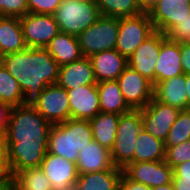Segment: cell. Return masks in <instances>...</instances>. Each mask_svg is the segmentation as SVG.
Listing matches in <instances>:
<instances>
[{
    "instance_id": "obj_3",
    "label": "cell",
    "mask_w": 190,
    "mask_h": 190,
    "mask_svg": "<svg viewBox=\"0 0 190 190\" xmlns=\"http://www.w3.org/2000/svg\"><path fill=\"white\" fill-rule=\"evenodd\" d=\"M53 15L60 32L75 37L101 16L96 0H62Z\"/></svg>"
},
{
    "instance_id": "obj_18",
    "label": "cell",
    "mask_w": 190,
    "mask_h": 190,
    "mask_svg": "<svg viewBox=\"0 0 190 190\" xmlns=\"http://www.w3.org/2000/svg\"><path fill=\"white\" fill-rule=\"evenodd\" d=\"M83 148L76 162L78 174L105 171L108 169H121L113 165L110 151L92 140Z\"/></svg>"
},
{
    "instance_id": "obj_33",
    "label": "cell",
    "mask_w": 190,
    "mask_h": 190,
    "mask_svg": "<svg viewBox=\"0 0 190 190\" xmlns=\"http://www.w3.org/2000/svg\"><path fill=\"white\" fill-rule=\"evenodd\" d=\"M165 149L164 160L172 169L178 164L190 161V139L177 146Z\"/></svg>"
},
{
    "instance_id": "obj_45",
    "label": "cell",
    "mask_w": 190,
    "mask_h": 190,
    "mask_svg": "<svg viewBox=\"0 0 190 190\" xmlns=\"http://www.w3.org/2000/svg\"><path fill=\"white\" fill-rule=\"evenodd\" d=\"M187 109H190V74L186 75Z\"/></svg>"
},
{
    "instance_id": "obj_13",
    "label": "cell",
    "mask_w": 190,
    "mask_h": 190,
    "mask_svg": "<svg viewBox=\"0 0 190 190\" xmlns=\"http://www.w3.org/2000/svg\"><path fill=\"white\" fill-rule=\"evenodd\" d=\"M40 168L50 181L52 190H72L76 186L78 171L76 163L66 158L47 153Z\"/></svg>"
},
{
    "instance_id": "obj_36",
    "label": "cell",
    "mask_w": 190,
    "mask_h": 190,
    "mask_svg": "<svg viewBox=\"0 0 190 190\" xmlns=\"http://www.w3.org/2000/svg\"><path fill=\"white\" fill-rule=\"evenodd\" d=\"M166 36L173 42H190V14L183 21L178 22Z\"/></svg>"
},
{
    "instance_id": "obj_9",
    "label": "cell",
    "mask_w": 190,
    "mask_h": 190,
    "mask_svg": "<svg viewBox=\"0 0 190 190\" xmlns=\"http://www.w3.org/2000/svg\"><path fill=\"white\" fill-rule=\"evenodd\" d=\"M20 23L25 43L30 48H45L60 32L52 14L27 13L20 17Z\"/></svg>"
},
{
    "instance_id": "obj_41",
    "label": "cell",
    "mask_w": 190,
    "mask_h": 190,
    "mask_svg": "<svg viewBox=\"0 0 190 190\" xmlns=\"http://www.w3.org/2000/svg\"><path fill=\"white\" fill-rule=\"evenodd\" d=\"M119 190H151V188L146 185L133 182L123 174L120 181Z\"/></svg>"
},
{
    "instance_id": "obj_38",
    "label": "cell",
    "mask_w": 190,
    "mask_h": 190,
    "mask_svg": "<svg viewBox=\"0 0 190 190\" xmlns=\"http://www.w3.org/2000/svg\"><path fill=\"white\" fill-rule=\"evenodd\" d=\"M180 62L183 73L185 75L190 74V42L180 43Z\"/></svg>"
},
{
    "instance_id": "obj_2",
    "label": "cell",
    "mask_w": 190,
    "mask_h": 190,
    "mask_svg": "<svg viewBox=\"0 0 190 190\" xmlns=\"http://www.w3.org/2000/svg\"><path fill=\"white\" fill-rule=\"evenodd\" d=\"M0 62L18 81L24 107L35 108L41 92L48 85L57 84L60 66L45 48L27 47L0 57Z\"/></svg>"
},
{
    "instance_id": "obj_16",
    "label": "cell",
    "mask_w": 190,
    "mask_h": 190,
    "mask_svg": "<svg viewBox=\"0 0 190 190\" xmlns=\"http://www.w3.org/2000/svg\"><path fill=\"white\" fill-rule=\"evenodd\" d=\"M96 82L117 80L128 66V59L116 49L101 51L89 57Z\"/></svg>"
},
{
    "instance_id": "obj_23",
    "label": "cell",
    "mask_w": 190,
    "mask_h": 190,
    "mask_svg": "<svg viewBox=\"0 0 190 190\" xmlns=\"http://www.w3.org/2000/svg\"><path fill=\"white\" fill-rule=\"evenodd\" d=\"M123 169H108L79 174L76 190H119Z\"/></svg>"
},
{
    "instance_id": "obj_20",
    "label": "cell",
    "mask_w": 190,
    "mask_h": 190,
    "mask_svg": "<svg viewBox=\"0 0 190 190\" xmlns=\"http://www.w3.org/2000/svg\"><path fill=\"white\" fill-rule=\"evenodd\" d=\"M185 84V74L156 83L153 89V98L180 110L187 109V90Z\"/></svg>"
},
{
    "instance_id": "obj_34",
    "label": "cell",
    "mask_w": 190,
    "mask_h": 190,
    "mask_svg": "<svg viewBox=\"0 0 190 190\" xmlns=\"http://www.w3.org/2000/svg\"><path fill=\"white\" fill-rule=\"evenodd\" d=\"M27 13V0H0V16L20 18Z\"/></svg>"
},
{
    "instance_id": "obj_7",
    "label": "cell",
    "mask_w": 190,
    "mask_h": 190,
    "mask_svg": "<svg viewBox=\"0 0 190 190\" xmlns=\"http://www.w3.org/2000/svg\"><path fill=\"white\" fill-rule=\"evenodd\" d=\"M142 128L155 138L165 142L168 132L177 119L180 109L152 98L142 109Z\"/></svg>"
},
{
    "instance_id": "obj_27",
    "label": "cell",
    "mask_w": 190,
    "mask_h": 190,
    "mask_svg": "<svg viewBox=\"0 0 190 190\" xmlns=\"http://www.w3.org/2000/svg\"><path fill=\"white\" fill-rule=\"evenodd\" d=\"M65 131H71L72 162L76 163L79 152L93 140L89 120L69 118L65 121Z\"/></svg>"
},
{
    "instance_id": "obj_43",
    "label": "cell",
    "mask_w": 190,
    "mask_h": 190,
    "mask_svg": "<svg viewBox=\"0 0 190 190\" xmlns=\"http://www.w3.org/2000/svg\"><path fill=\"white\" fill-rule=\"evenodd\" d=\"M175 190H190V181H172Z\"/></svg>"
},
{
    "instance_id": "obj_8",
    "label": "cell",
    "mask_w": 190,
    "mask_h": 190,
    "mask_svg": "<svg viewBox=\"0 0 190 190\" xmlns=\"http://www.w3.org/2000/svg\"><path fill=\"white\" fill-rule=\"evenodd\" d=\"M123 98L132 110L145 108L153 98V83L129 65L117 79Z\"/></svg>"
},
{
    "instance_id": "obj_46",
    "label": "cell",
    "mask_w": 190,
    "mask_h": 190,
    "mask_svg": "<svg viewBox=\"0 0 190 190\" xmlns=\"http://www.w3.org/2000/svg\"><path fill=\"white\" fill-rule=\"evenodd\" d=\"M151 190H175L172 183H168L159 187L151 188Z\"/></svg>"
},
{
    "instance_id": "obj_1",
    "label": "cell",
    "mask_w": 190,
    "mask_h": 190,
    "mask_svg": "<svg viewBox=\"0 0 190 190\" xmlns=\"http://www.w3.org/2000/svg\"><path fill=\"white\" fill-rule=\"evenodd\" d=\"M51 124L36 108L12 107L4 142L10 177L19 171L40 167L47 154Z\"/></svg>"
},
{
    "instance_id": "obj_29",
    "label": "cell",
    "mask_w": 190,
    "mask_h": 190,
    "mask_svg": "<svg viewBox=\"0 0 190 190\" xmlns=\"http://www.w3.org/2000/svg\"><path fill=\"white\" fill-rule=\"evenodd\" d=\"M17 190H52V185L40 167L17 172L11 177Z\"/></svg>"
},
{
    "instance_id": "obj_32",
    "label": "cell",
    "mask_w": 190,
    "mask_h": 190,
    "mask_svg": "<svg viewBox=\"0 0 190 190\" xmlns=\"http://www.w3.org/2000/svg\"><path fill=\"white\" fill-rule=\"evenodd\" d=\"M190 139V109L181 110L165 140V148L177 146Z\"/></svg>"
},
{
    "instance_id": "obj_37",
    "label": "cell",
    "mask_w": 190,
    "mask_h": 190,
    "mask_svg": "<svg viewBox=\"0 0 190 190\" xmlns=\"http://www.w3.org/2000/svg\"><path fill=\"white\" fill-rule=\"evenodd\" d=\"M10 177V170L7 164V152L4 136L0 135V184L6 183Z\"/></svg>"
},
{
    "instance_id": "obj_15",
    "label": "cell",
    "mask_w": 190,
    "mask_h": 190,
    "mask_svg": "<svg viewBox=\"0 0 190 190\" xmlns=\"http://www.w3.org/2000/svg\"><path fill=\"white\" fill-rule=\"evenodd\" d=\"M70 100V118L90 120L100 112L97 84L83 85L67 90Z\"/></svg>"
},
{
    "instance_id": "obj_21",
    "label": "cell",
    "mask_w": 190,
    "mask_h": 190,
    "mask_svg": "<svg viewBox=\"0 0 190 190\" xmlns=\"http://www.w3.org/2000/svg\"><path fill=\"white\" fill-rule=\"evenodd\" d=\"M26 48L20 18L0 16V57Z\"/></svg>"
},
{
    "instance_id": "obj_25",
    "label": "cell",
    "mask_w": 190,
    "mask_h": 190,
    "mask_svg": "<svg viewBox=\"0 0 190 190\" xmlns=\"http://www.w3.org/2000/svg\"><path fill=\"white\" fill-rule=\"evenodd\" d=\"M119 118L120 115L116 113L99 112L89 120L93 132V140L109 151H111L115 142Z\"/></svg>"
},
{
    "instance_id": "obj_42",
    "label": "cell",
    "mask_w": 190,
    "mask_h": 190,
    "mask_svg": "<svg viewBox=\"0 0 190 190\" xmlns=\"http://www.w3.org/2000/svg\"><path fill=\"white\" fill-rule=\"evenodd\" d=\"M140 10L143 13H149L151 9L156 6L160 0H137Z\"/></svg>"
},
{
    "instance_id": "obj_4",
    "label": "cell",
    "mask_w": 190,
    "mask_h": 190,
    "mask_svg": "<svg viewBox=\"0 0 190 190\" xmlns=\"http://www.w3.org/2000/svg\"><path fill=\"white\" fill-rule=\"evenodd\" d=\"M142 129L140 110H131L120 115L115 142L110 151L114 166L123 169L128 163H134V151L138 133Z\"/></svg>"
},
{
    "instance_id": "obj_5",
    "label": "cell",
    "mask_w": 190,
    "mask_h": 190,
    "mask_svg": "<svg viewBox=\"0 0 190 190\" xmlns=\"http://www.w3.org/2000/svg\"><path fill=\"white\" fill-rule=\"evenodd\" d=\"M118 37V18L100 16L95 23L77 36L84 57L115 49Z\"/></svg>"
},
{
    "instance_id": "obj_12",
    "label": "cell",
    "mask_w": 190,
    "mask_h": 190,
    "mask_svg": "<svg viewBox=\"0 0 190 190\" xmlns=\"http://www.w3.org/2000/svg\"><path fill=\"white\" fill-rule=\"evenodd\" d=\"M37 111L51 124L56 125L70 118V100L67 90L58 84L48 85L40 94Z\"/></svg>"
},
{
    "instance_id": "obj_30",
    "label": "cell",
    "mask_w": 190,
    "mask_h": 190,
    "mask_svg": "<svg viewBox=\"0 0 190 190\" xmlns=\"http://www.w3.org/2000/svg\"><path fill=\"white\" fill-rule=\"evenodd\" d=\"M100 15L107 17H131L143 13L137 0H96Z\"/></svg>"
},
{
    "instance_id": "obj_40",
    "label": "cell",
    "mask_w": 190,
    "mask_h": 190,
    "mask_svg": "<svg viewBox=\"0 0 190 190\" xmlns=\"http://www.w3.org/2000/svg\"><path fill=\"white\" fill-rule=\"evenodd\" d=\"M10 111H11V107L8 104L0 101V135L1 136H4L6 134Z\"/></svg>"
},
{
    "instance_id": "obj_10",
    "label": "cell",
    "mask_w": 190,
    "mask_h": 190,
    "mask_svg": "<svg viewBox=\"0 0 190 190\" xmlns=\"http://www.w3.org/2000/svg\"><path fill=\"white\" fill-rule=\"evenodd\" d=\"M123 174L133 182L149 188L172 183L173 180V169L165 160L128 163L123 168Z\"/></svg>"
},
{
    "instance_id": "obj_39",
    "label": "cell",
    "mask_w": 190,
    "mask_h": 190,
    "mask_svg": "<svg viewBox=\"0 0 190 190\" xmlns=\"http://www.w3.org/2000/svg\"><path fill=\"white\" fill-rule=\"evenodd\" d=\"M172 181H190V161L178 164L173 168Z\"/></svg>"
},
{
    "instance_id": "obj_35",
    "label": "cell",
    "mask_w": 190,
    "mask_h": 190,
    "mask_svg": "<svg viewBox=\"0 0 190 190\" xmlns=\"http://www.w3.org/2000/svg\"><path fill=\"white\" fill-rule=\"evenodd\" d=\"M62 0H27L28 13L54 14Z\"/></svg>"
},
{
    "instance_id": "obj_44",
    "label": "cell",
    "mask_w": 190,
    "mask_h": 190,
    "mask_svg": "<svg viewBox=\"0 0 190 190\" xmlns=\"http://www.w3.org/2000/svg\"><path fill=\"white\" fill-rule=\"evenodd\" d=\"M0 190H17L14 182L9 179L6 183L0 184Z\"/></svg>"
},
{
    "instance_id": "obj_11",
    "label": "cell",
    "mask_w": 190,
    "mask_h": 190,
    "mask_svg": "<svg viewBox=\"0 0 190 190\" xmlns=\"http://www.w3.org/2000/svg\"><path fill=\"white\" fill-rule=\"evenodd\" d=\"M167 36L159 31H154L147 37L128 58V65L139 72L155 85L154 68L160 53L161 43Z\"/></svg>"
},
{
    "instance_id": "obj_28",
    "label": "cell",
    "mask_w": 190,
    "mask_h": 190,
    "mask_svg": "<svg viewBox=\"0 0 190 190\" xmlns=\"http://www.w3.org/2000/svg\"><path fill=\"white\" fill-rule=\"evenodd\" d=\"M47 153L55 154L72 162L71 131H65V121L51 125L48 132Z\"/></svg>"
},
{
    "instance_id": "obj_24",
    "label": "cell",
    "mask_w": 190,
    "mask_h": 190,
    "mask_svg": "<svg viewBox=\"0 0 190 190\" xmlns=\"http://www.w3.org/2000/svg\"><path fill=\"white\" fill-rule=\"evenodd\" d=\"M100 112L126 114L132 109L125 102L117 80L97 83Z\"/></svg>"
},
{
    "instance_id": "obj_6",
    "label": "cell",
    "mask_w": 190,
    "mask_h": 190,
    "mask_svg": "<svg viewBox=\"0 0 190 190\" xmlns=\"http://www.w3.org/2000/svg\"><path fill=\"white\" fill-rule=\"evenodd\" d=\"M154 31L148 13L118 18V37L115 49L128 59Z\"/></svg>"
},
{
    "instance_id": "obj_17",
    "label": "cell",
    "mask_w": 190,
    "mask_h": 190,
    "mask_svg": "<svg viewBox=\"0 0 190 190\" xmlns=\"http://www.w3.org/2000/svg\"><path fill=\"white\" fill-rule=\"evenodd\" d=\"M57 84L66 90L97 84L89 57L83 56L77 61L61 66Z\"/></svg>"
},
{
    "instance_id": "obj_26",
    "label": "cell",
    "mask_w": 190,
    "mask_h": 190,
    "mask_svg": "<svg viewBox=\"0 0 190 190\" xmlns=\"http://www.w3.org/2000/svg\"><path fill=\"white\" fill-rule=\"evenodd\" d=\"M165 143L142 129L134 151V163L145 161H162L165 159Z\"/></svg>"
},
{
    "instance_id": "obj_22",
    "label": "cell",
    "mask_w": 190,
    "mask_h": 190,
    "mask_svg": "<svg viewBox=\"0 0 190 190\" xmlns=\"http://www.w3.org/2000/svg\"><path fill=\"white\" fill-rule=\"evenodd\" d=\"M45 49L60 67L83 57L77 37L64 32L54 36Z\"/></svg>"
},
{
    "instance_id": "obj_19",
    "label": "cell",
    "mask_w": 190,
    "mask_h": 190,
    "mask_svg": "<svg viewBox=\"0 0 190 190\" xmlns=\"http://www.w3.org/2000/svg\"><path fill=\"white\" fill-rule=\"evenodd\" d=\"M180 58V43L166 38L161 43L160 53L154 68L155 84L184 74Z\"/></svg>"
},
{
    "instance_id": "obj_14",
    "label": "cell",
    "mask_w": 190,
    "mask_h": 190,
    "mask_svg": "<svg viewBox=\"0 0 190 190\" xmlns=\"http://www.w3.org/2000/svg\"><path fill=\"white\" fill-rule=\"evenodd\" d=\"M190 14V0H160L148 13L156 31L167 34Z\"/></svg>"
},
{
    "instance_id": "obj_31",
    "label": "cell",
    "mask_w": 190,
    "mask_h": 190,
    "mask_svg": "<svg viewBox=\"0 0 190 190\" xmlns=\"http://www.w3.org/2000/svg\"><path fill=\"white\" fill-rule=\"evenodd\" d=\"M23 92L18 81L0 62V101L8 104L11 108L21 105Z\"/></svg>"
}]
</instances>
